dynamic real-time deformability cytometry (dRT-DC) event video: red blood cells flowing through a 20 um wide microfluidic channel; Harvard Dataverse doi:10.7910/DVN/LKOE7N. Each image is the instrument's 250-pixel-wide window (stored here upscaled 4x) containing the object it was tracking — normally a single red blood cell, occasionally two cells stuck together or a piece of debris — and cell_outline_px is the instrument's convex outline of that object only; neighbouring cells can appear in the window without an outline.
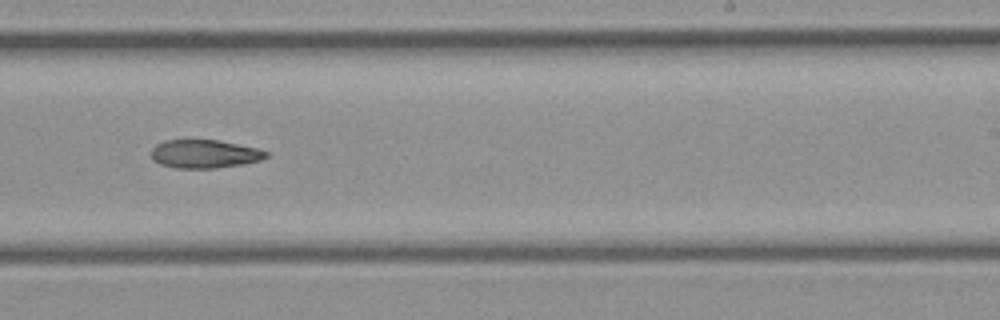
{"species": "common noctule bat (a hibernating species)", "species_latin": "Nyctalus noctula", "temperature_condition": "cold", "stored_images_in_passage": 28, "camera_frame_rate_fps": 3000, "um_per_image_px": 0.085, "animal": {"sex": "female", "body_mass_g": 21.9}, "frame": {"image": 1, "passage_image": 16, "time_ms": 5.0, "image_size_px": [1000, 320], "cell_outline_px": [[268, 156], [260, 160], [244, 164], [216, 168], [176, 168], [160, 164], [152, 156], [152, 148], [156, 144], [164, 140], [220, 140], [260, 148], [268, 152]], "centroid_in_image_um": [17.43, 13.07], "position_along_channel_um": 271.6, "area_um2": 19.07}}
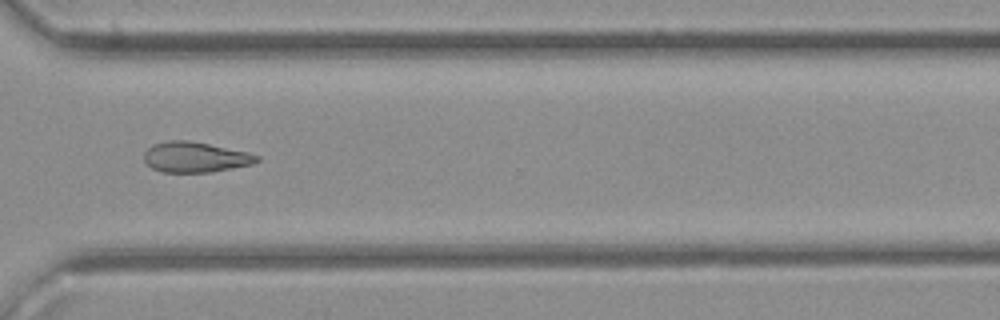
{"frame": {"image": 2, "passage_image": 20, "time_ms": 6.333, "image_size_px": [1000, 320], "cell_outline_px": [[260, 160], [252, 164], [212, 172], [160, 172], [152, 168], [144, 160], [144, 152], [152, 144], [168, 140], [188, 140], [248, 152], [260, 156]], "centroid_in_image_um": [16.58, 13.35], "position_along_channel_um": 354.0, "area_um2": 20.0}}